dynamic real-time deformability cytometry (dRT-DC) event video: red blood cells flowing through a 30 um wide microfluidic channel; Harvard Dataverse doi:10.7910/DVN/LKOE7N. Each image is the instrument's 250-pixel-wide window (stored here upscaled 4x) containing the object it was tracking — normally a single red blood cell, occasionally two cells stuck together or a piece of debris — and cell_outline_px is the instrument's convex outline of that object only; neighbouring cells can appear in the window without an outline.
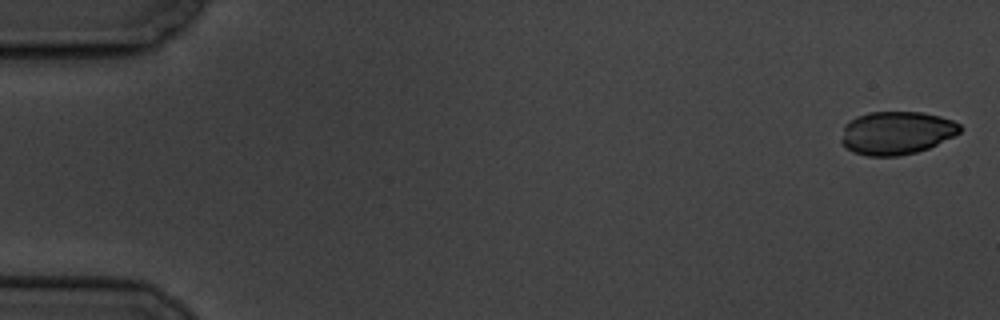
{"species": "common noctule bat (a hibernating species)", "species_latin": "Nyctalus noctula", "temperature_condition": "cold", "stored_images_in_passage": 8, "camera_frame_rate_fps": 3000, "um_per_image_px": 0.085, "animal": {"sex": "male", "body_mass_g": 19.5, "forearm_length_mm": 54.6}, "frame": {"image": 1, "passage_image": 1, "time_ms": 0.0, "image_size_px": [1000, 320], "cell_outline_px": [[964, 128], [960, 132], [928, 148], [916, 152], [900, 156], [868, 156], [852, 152], [844, 148], [840, 144], [840, 140], [844, 124], [856, 116], [868, 112], [920, 112], [940, 116], [952, 120], [960, 124]], "centroid_in_image_um": [76.15, 11.3], "position_along_channel_um": 8.9, "area_um2": 30.11}}